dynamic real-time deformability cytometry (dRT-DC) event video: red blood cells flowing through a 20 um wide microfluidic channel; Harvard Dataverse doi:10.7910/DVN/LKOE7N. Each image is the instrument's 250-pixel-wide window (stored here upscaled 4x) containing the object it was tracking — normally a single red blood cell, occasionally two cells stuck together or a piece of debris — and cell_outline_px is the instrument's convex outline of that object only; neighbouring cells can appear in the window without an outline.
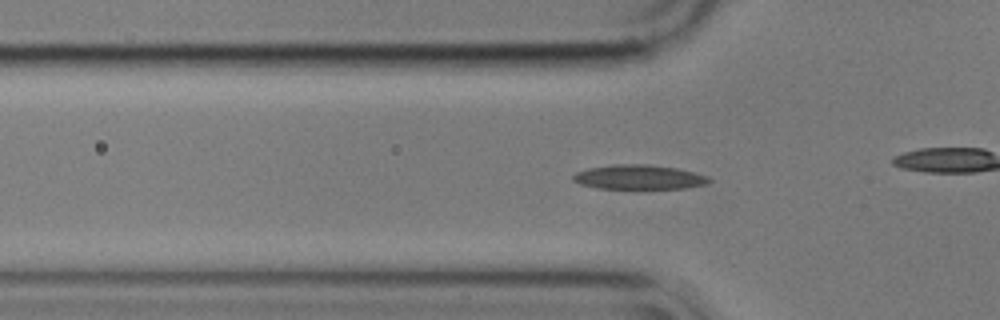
{"species": "common noctule bat (a hibernating species)", "species_latin": "Nyctalus noctula", "temperature_condition": "cold", "stored_images_in_passage": 56, "camera_frame_rate_fps": 3000, "um_per_image_px": 0.085, "animal": {"sex": "male", "body_mass_g": 17.9}, "frame": {"image": 1, "passage_image": 17, "time_ms": 5.333, "image_size_px": [1000, 320], "cell_outline_px": [[712, 180], [708, 184], [684, 188], [596, 188], [580, 184], [572, 180], [572, 176], [576, 172], [588, 168], [612, 164], [644, 164], [676, 168], [708, 176]], "centroid_in_image_um": [54.29, 15.05], "position_along_channel_um": 71.5, "area_um2": 19.31}}
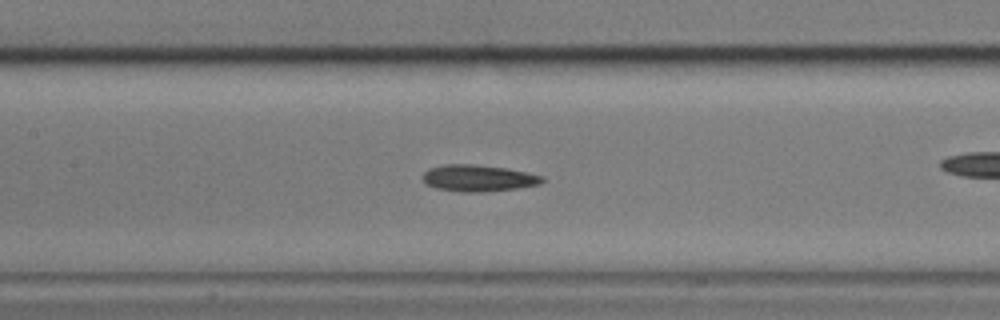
{"frame": {"image": 2, "passage_image": 25, "time_ms": 8.0, "image_size_px": [1000, 320], "cell_outline_px": [[544, 180], [540, 184], [516, 188], [484, 192], [464, 192], [436, 188], [424, 184], [420, 176], [428, 168], [444, 164], [472, 164], [508, 168], [528, 172], [544, 176]], "centroid_in_image_um": [40.62, 15.13], "position_along_channel_um": 166.8, "area_um2": 18.79}}
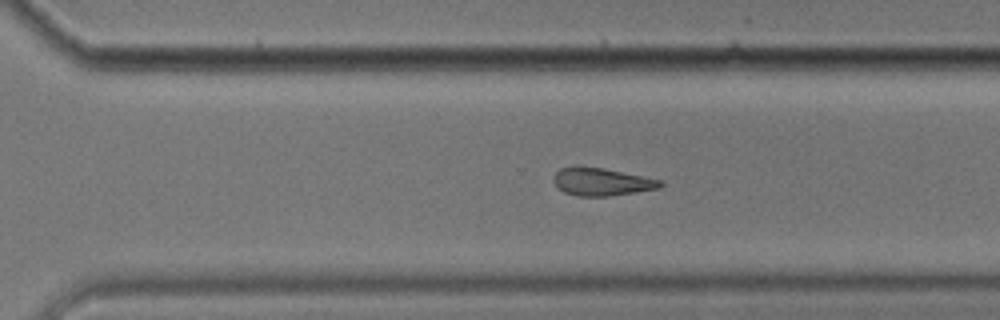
{"frame": {"image": 3, "passage_image": 38, "time_ms": 12.333, "image_size_px": [1000, 320], "cell_outline_px": [[664, 184], [660, 188], [636, 192], [608, 196], [576, 196], [564, 192], [552, 180], [552, 176], [560, 168], [600, 168], [664, 180]], "centroid_in_image_um": [51.18, 15.48], "position_along_channel_um": 319.4, "area_um2": 16.88}, "authors_computed_cell_mechanics": {"area_um2": 18.3804, "velocity_mm_per_s": 3.5315, "shape_relaxation_time_tau1_ms": 4.0967, "shape_relaxation_time_tau2_ms": null, "deformation_change_tau1": 0.1113, "deformation_change_tau2": null}}